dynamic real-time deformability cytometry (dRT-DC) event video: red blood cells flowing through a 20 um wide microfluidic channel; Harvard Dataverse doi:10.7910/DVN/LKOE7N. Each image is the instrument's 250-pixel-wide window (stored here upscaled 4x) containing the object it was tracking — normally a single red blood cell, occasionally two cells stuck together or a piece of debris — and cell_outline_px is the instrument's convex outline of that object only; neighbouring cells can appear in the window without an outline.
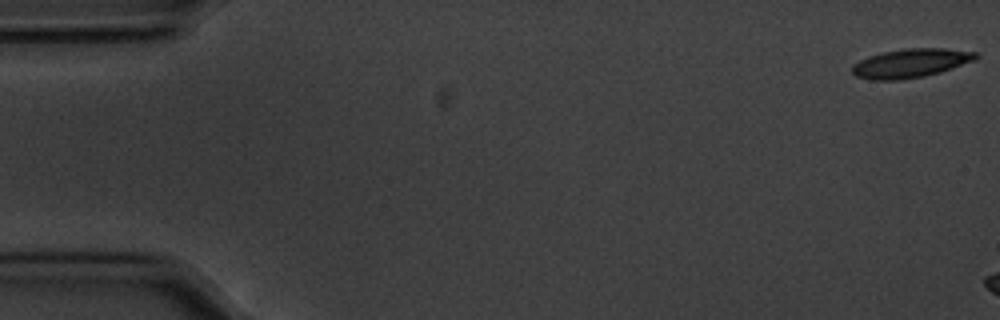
{"species": "common noctule bat (a hibernating species)", "species_latin": "Nyctalus noctula", "temperature_condition": "cold", "stored_images_in_passage": 7, "camera_frame_rate_fps": 3000, "um_per_image_px": 0.085, "animal": {"sex": "male", "body_mass_g": 20.1, "forearm_length_mm": 53.5}, "frame": {"image": 1, "passage_image": 1, "time_ms": 0.0, "image_size_px": [1000, 320], "cell_outline_px": [[980, 56], [972, 60], [940, 72], [924, 76], [896, 80], [872, 80], [856, 76], [852, 72], [852, 64], [868, 56], [880, 52], [904, 48], [944, 48], [980, 52]], "centroid_in_image_um": [77.38, 5.35], "position_along_channel_um": 7.6, "area_um2": 20.81}}